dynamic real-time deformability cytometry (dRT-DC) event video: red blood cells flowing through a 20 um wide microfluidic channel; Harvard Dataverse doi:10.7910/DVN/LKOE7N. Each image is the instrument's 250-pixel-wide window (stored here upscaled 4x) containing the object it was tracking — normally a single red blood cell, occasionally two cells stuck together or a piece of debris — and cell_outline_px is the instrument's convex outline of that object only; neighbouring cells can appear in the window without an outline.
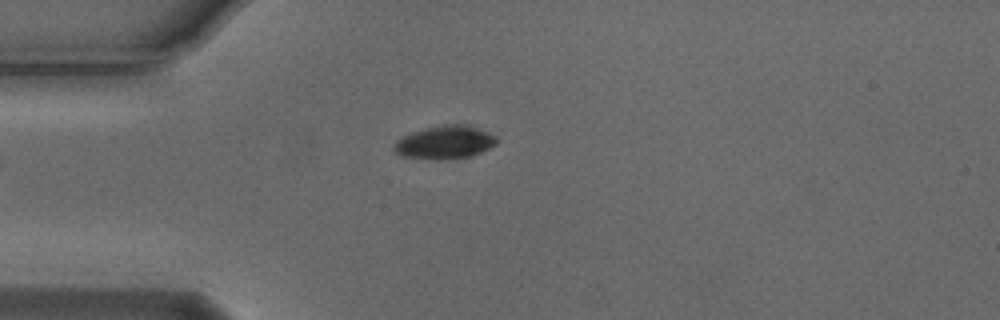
{"species": "Egyptian fruit bat (a non-hibernating species)", "species_latin": "Rousettus aegyptiacus", "temperature_condition": "cold", "stored_images_in_passage": 3, "camera_frame_rate_fps": 3000, "um_per_image_px": 0.085, "animal": {"sex": "male"}, "frame": {"image": 1, "passage_image": 3, "time_ms": 0.667, "image_size_px": [1000, 320], "cell_outline_px": [[500, 140], [496, 144], [472, 156], [448, 160], [436, 160], [400, 156], [392, 148], [396, 140], [412, 132], [424, 128], [444, 124], [468, 124], [488, 132], [496, 136]], "centroid_in_image_um": [37.82, 12.1], "position_along_channel_um": 47.2, "area_um2": 20.17}}